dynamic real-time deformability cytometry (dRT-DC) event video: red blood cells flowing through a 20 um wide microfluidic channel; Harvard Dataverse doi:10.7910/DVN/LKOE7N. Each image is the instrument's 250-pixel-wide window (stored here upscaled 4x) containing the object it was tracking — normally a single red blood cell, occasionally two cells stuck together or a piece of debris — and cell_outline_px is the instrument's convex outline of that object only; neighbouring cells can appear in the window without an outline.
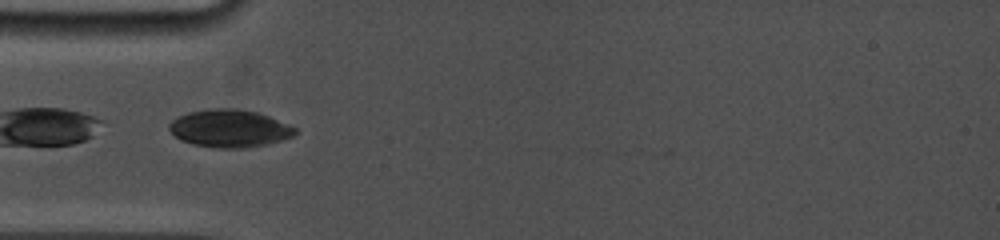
{"species": "common noctule bat (a hibernating species)", "species_latin": "Nyctalus noctula", "temperature_condition": "cold", "stored_images_in_passage": 18, "camera_frame_rate_fps": 5000, "um_per_image_px": 0.085, "animal": {"sex": "female", "body_mass_g": 19.0, "forearm_length_mm": 53.3}, "frame": {"image": 1, "passage_image": 2, "time_ms": 0.4, "image_size_px": [1000, 240], "cell_outline_px": [[296, 132], [292, 136], [268, 144], [244, 148], [216, 148], [192, 144], [180, 140], [168, 128], [168, 124], [172, 120], [188, 112], [208, 108], [236, 108], [256, 112], [268, 116], [288, 124], [296, 128]], "centroid_in_image_um": [19.48, 10.91], "position_along_channel_um": 65.5, "area_um2": 27.57}}
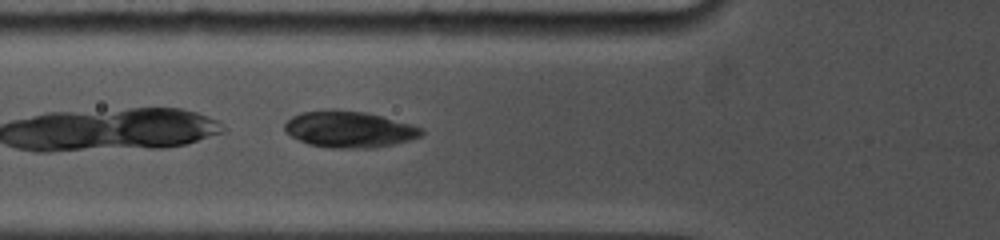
{"frame": {"image": 2, "passage_image": 4, "time_ms": 1.2, "image_size_px": [1000, 240], "cell_outline_px": [[424, 132], [420, 136], [408, 140], [376, 148], [332, 148], [308, 144], [284, 132], [284, 124], [292, 116], [300, 112], [336, 108], [364, 112], [412, 124], [424, 128]], "centroid_in_image_um": [29.66, 10.98], "position_along_channel_um": 96.1, "area_um2": 29.19}}
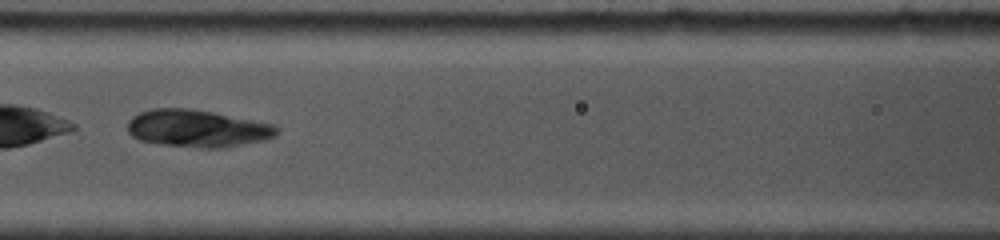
{"frame": {"image": 3, "passage_image": 8, "time_ms": 2.6, "image_size_px": [1000, 240], "cell_outline_px": [[280, 132], [276, 136], [264, 140], [224, 148], [200, 148], [164, 144], [140, 140], [132, 136], [128, 132], [128, 120], [132, 116], [140, 112], [152, 108], [192, 108], [272, 124], [280, 128]], "centroid_in_image_um": [16.78, 10.91], "position_along_channel_um": 149.8, "area_um2": 32.48}}